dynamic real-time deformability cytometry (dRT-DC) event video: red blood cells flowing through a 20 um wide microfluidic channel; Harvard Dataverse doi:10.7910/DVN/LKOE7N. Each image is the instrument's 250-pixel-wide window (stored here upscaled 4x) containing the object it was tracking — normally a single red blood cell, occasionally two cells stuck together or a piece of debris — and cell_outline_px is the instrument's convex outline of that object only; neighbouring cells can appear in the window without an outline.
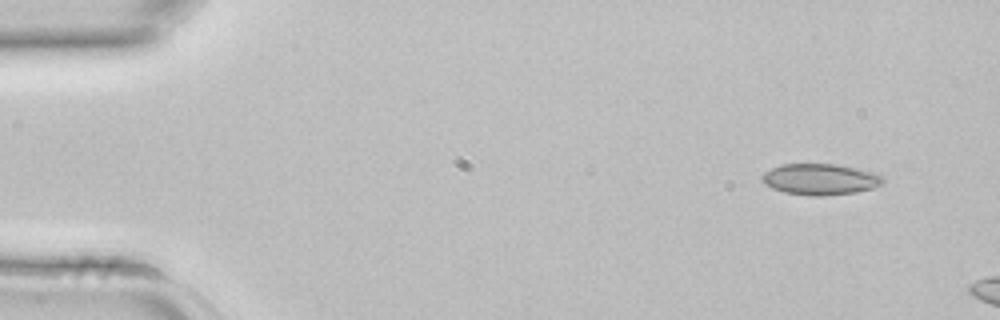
{"species": "common noctule bat (a hibernating species)", "species_latin": "Nyctalus noctula", "temperature_condition": "room temperature", "stored_images_in_passage": 4, "camera_frame_rate_fps": 3000, "um_per_image_px": 0.085, "animal": {"sex": "female", "body_mass_g": 22.7, "forearm_length_mm": 54.2}, "frame": {"image": 1, "passage_image": 1, "time_ms": 0.0, "image_size_px": [1000, 320], "cell_outline_px": [[884, 180], [880, 184], [872, 188], [856, 192], [824, 196], [808, 196], [784, 192], [772, 188], [764, 184], [760, 180], [760, 176], [764, 172], [780, 164], [836, 164], [876, 172]], "centroid_in_image_um": [69.67, 15.24], "position_along_channel_um": 15.3, "area_um2": 22.08}}